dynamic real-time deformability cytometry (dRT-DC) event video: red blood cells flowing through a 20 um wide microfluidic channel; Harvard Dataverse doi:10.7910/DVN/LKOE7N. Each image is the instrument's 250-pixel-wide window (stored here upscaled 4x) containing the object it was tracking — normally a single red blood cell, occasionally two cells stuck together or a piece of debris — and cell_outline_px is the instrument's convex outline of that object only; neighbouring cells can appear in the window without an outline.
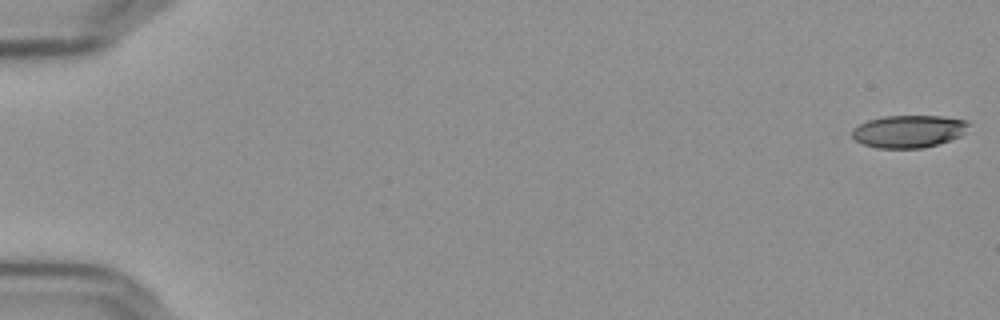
{"species": "Egyptian fruit bat (a non-hibernating species)", "species_latin": "Rousettus aegyptiacus", "temperature_condition": "cold", "stored_images_in_passage": 19, "camera_frame_rate_fps": 3000, "um_per_image_px": 0.085, "frame": {"image": 1, "passage_image": 1, "time_ms": 0.0, "image_size_px": [1000, 320], "cell_outline_px": [[972, 124], [960, 136], [936, 144], [920, 148], [876, 148], [864, 144], [856, 140], [852, 136], [852, 128], [868, 120], [884, 116], [940, 116], [968, 120]], "centroid_in_image_um": [77.25, 11.15], "position_along_channel_um": 7.8, "area_um2": 22.02}}
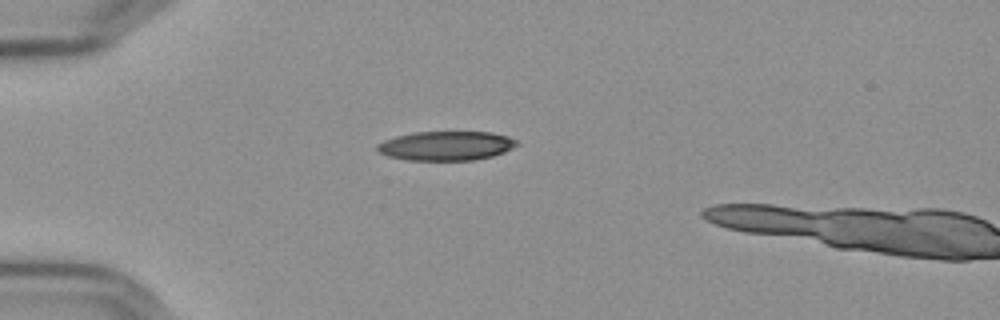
{"frame": {"image": 2, "passage_image": 16, "time_ms": 5.0, "image_size_px": [1000, 320], "cell_outline_px": [[520, 144], [504, 152], [492, 156], [472, 160], [408, 160], [388, 156], [380, 152], [376, 148], [376, 144], [384, 140], [396, 136], [412, 132], [492, 132], [508, 136], [516, 140]], "centroid_in_image_um": [37.92, 12.38], "position_along_channel_um": 47.1, "area_um2": 23.81}}